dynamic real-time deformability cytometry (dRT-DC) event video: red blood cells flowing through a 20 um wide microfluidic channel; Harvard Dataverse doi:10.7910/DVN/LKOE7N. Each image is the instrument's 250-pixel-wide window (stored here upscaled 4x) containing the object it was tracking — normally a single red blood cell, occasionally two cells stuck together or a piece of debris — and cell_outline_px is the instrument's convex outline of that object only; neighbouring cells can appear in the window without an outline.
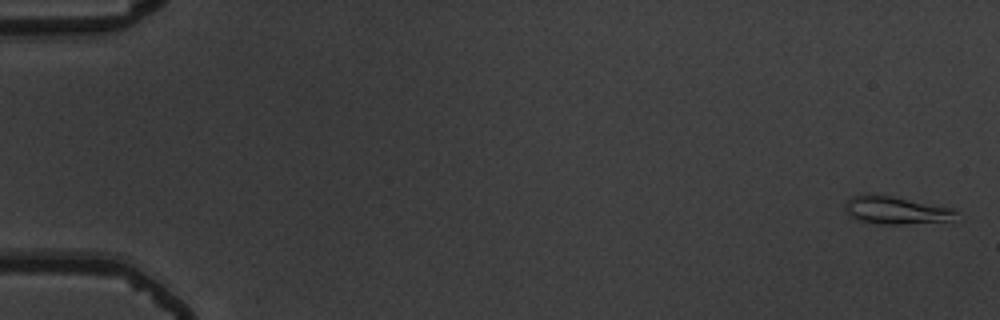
{"species": "common noctule bat (a hibernating species)", "species_latin": "Nyctalus noctula", "temperature_condition": "warm", "stored_images_in_passage": 56, "camera_frame_rate_fps": 3000, "um_per_image_px": 0.085, "animal": {"sex": "male", "body_mass_g": 19.5, "forearm_length_mm": 54.6}, "frame": {"image": 1, "passage_image": 2, "time_ms": 0.333, "image_size_px": [1000, 320], "cell_outline_px": [[956, 212], [952, 220], [904, 224], [876, 224], [852, 220], [844, 208], [848, 200], [852, 196], [868, 192], [892, 196], [956, 208]], "centroid_in_image_um": [76.08, 17.86], "position_along_channel_um": 8.9, "area_um2": 18.32}}
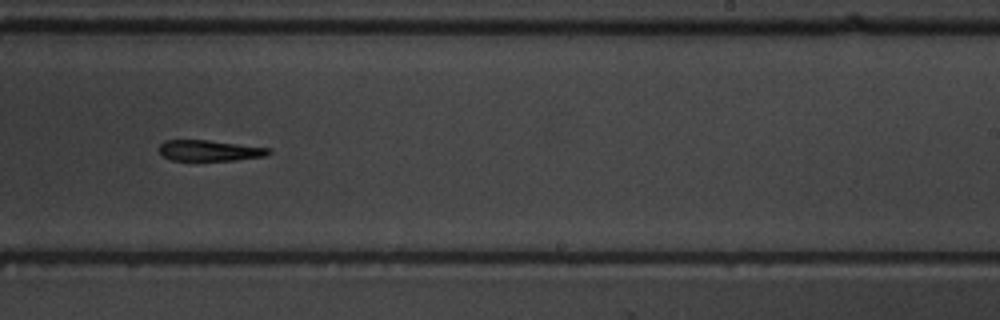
{"frame": {"image": 2, "passage_image": 36, "time_ms": 11.667, "image_size_px": [1000, 320], "cell_outline_px": [[272, 152], [264, 156], [236, 160], [172, 160], [164, 156], [160, 152], [160, 144], [164, 140], [208, 140], [272, 148]], "centroid_in_image_um": [17.85, 12.79], "position_along_channel_um": 271.2, "area_um2": 13.24}}
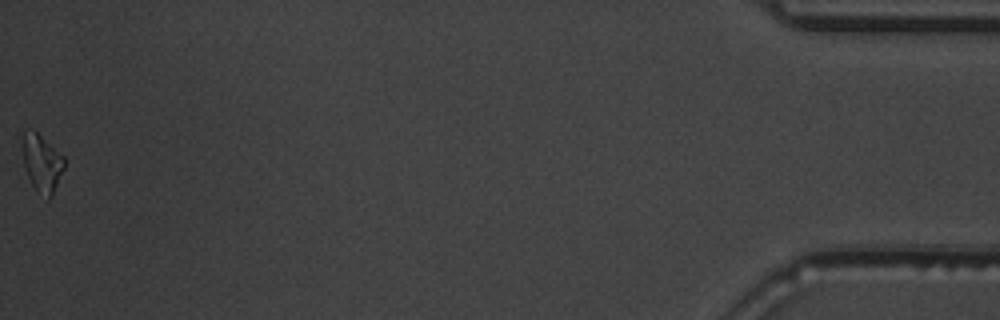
{"frame": {"image": 3, "passage_image": 56, "time_ms": 18.333, "image_size_px": [1000, 320], "cell_outline_px": [[64, 168], [52, 196], [48, 200], [36, 192], [28, 176], [24, 164], [24, 128], [32, 128], [64, 156]], "centroid_in_image_um": [3.58, 13.88], "position_along_channel_um": 431.6, "area_um2": 13.81}, "authors_computed_cell_mechanics": {"area_um2": 15.028, "velocity_mm_per_s": 3.7661, "shape_relaxation_time_tau1_ms": 10.6929, "shape_relaxation_time_tau2_ms": null, "deformation_change_tau1": 0.1892, "deformation_change_tau2": null}}